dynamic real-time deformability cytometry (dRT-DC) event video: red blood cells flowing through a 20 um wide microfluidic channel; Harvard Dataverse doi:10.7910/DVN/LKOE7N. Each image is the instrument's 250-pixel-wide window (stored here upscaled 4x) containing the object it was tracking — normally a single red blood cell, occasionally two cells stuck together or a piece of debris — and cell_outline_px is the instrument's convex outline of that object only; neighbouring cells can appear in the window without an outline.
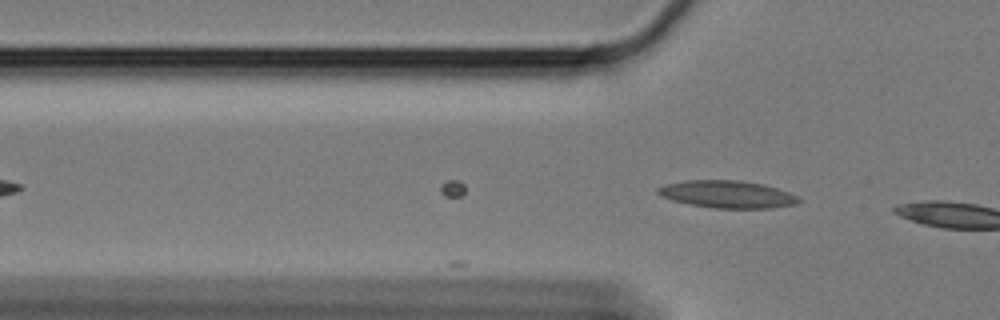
{"species": "Egyptian fruit bat (a non-hibernating species)", "species_latin": "Rousettus aegyptiacus", "temperature_condition": "cold", "stored_images_in_passage": 2, "camera_frame_rate_fps": 3000, "um_per_image_px": 0.085, "animal": {"sex": "female"}, "frame": {"image": 1, "passage_image": 2, "time_ms": 0.333, "image_size_px": [1000, 320], "cell_outline_px": [[800, 200], [796, 204], [772, 208], [712, 208], [688, 204], [672, 200], [660, 196], [656, 192], [656, 188], [668, 184], [688, 180], [740, 180], [760, 184], [776, 188], [788, 192], [796, 196]], "centroid_in_image_um": [61.78, 16.52], "position_along_channel_um": 64.0, "area_um2": 22.31}}